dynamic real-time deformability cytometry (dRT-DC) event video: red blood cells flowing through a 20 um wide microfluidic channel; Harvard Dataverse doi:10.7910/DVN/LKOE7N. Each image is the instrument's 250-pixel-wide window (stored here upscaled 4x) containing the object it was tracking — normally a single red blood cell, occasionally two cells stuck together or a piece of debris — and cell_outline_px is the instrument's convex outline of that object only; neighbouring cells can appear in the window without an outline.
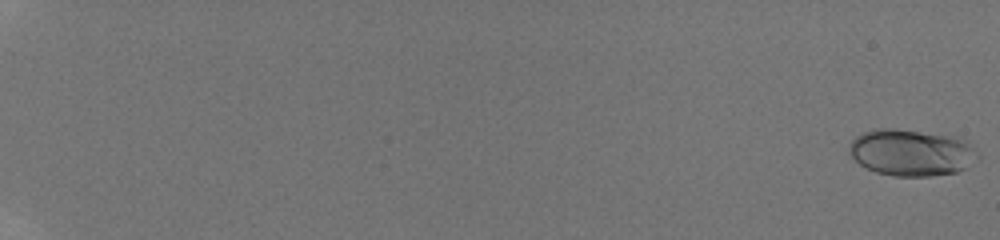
{"species": "human", "species_latin": "Homo sapiens", "temperature_condition": "room temperature", "stored_images_in_passage": 55, "camera_frame_rate_fps": 3000, "um_per_image_px": 0.085, "donor": {"sex": "male"}, "frame": {"image": 1, "passage_image": 1, "time_ms": 0.0, "image_size_px": [1000, 240], "cell_outline_px": [[980, 160], [968, 168], [956, 172], [932, 176], [892, 176], [876, 172], [860, 164], [848, 152], [848, 144], [856, 136], [864, 132], [876, 128], [892, 128], [956, 136], [968, 140], [980, 156]], "centroid_in_image_um": [77.52, 12.97], "position_along_channel_um": 7.5, "area_um2": 35.49}}
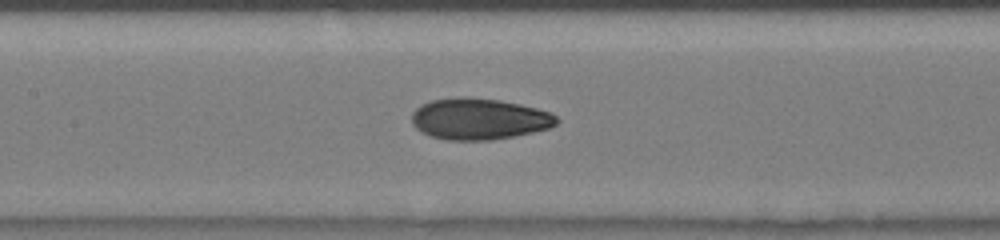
{"frame": {"image": 2, "passage_image": 31, "time_ms": 10.0, "image_size_px": [1000, 240], "cell_outline_px": [[560, 120], [556, 124], [548, 128], [532, 132], [492, 140], [448, 140], [432, 136], [416, 128], [412, 124], [412, 112], [420, 104], [432, 100], [460, 96], [464, 96], [500, 100], [520, 104], [552, 112]], "centroid_in_image_um": [40.72, 10.09], "position_along_channel_um": 166.7, "area_um2": 34.91}}
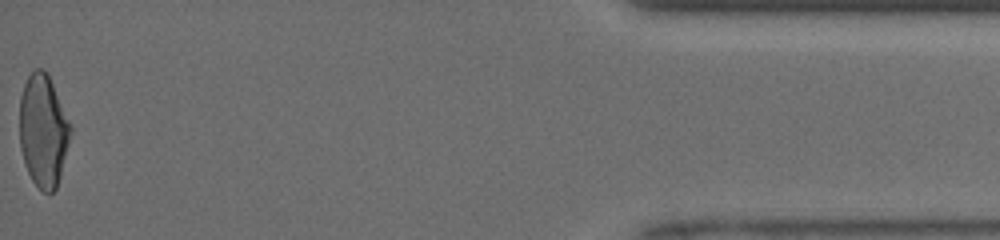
{"frame": {"image": 3, "passage_image": 55, "time_ms": 18.0, "image_size_px": [1000, 240], "cell_outline_px": [[72, 132], [60, 176], [56, 188], [52, 192], [44, 192], [32, 180], [24, 164], [20, 148], [20, 96], [24, 84], [32, 68], [44, 68], [48, 72], [72, 128]], "centroid_in_image_um": [3.67, 11.06], "position_along_channel_um": 431.5, "area_um2": 33.52}, "authors_computed_cell_mechanics": {"area_um2": 33.4084, "velocity_mm_per_s": 4.1539, "shape_relaxation_time_tau1_ms": 3.3327, "shape_relaxation_time_tau2_ms": 1.3765, "deformation_change_tau1": 0.1457, "deformation_change_tau2": 0.0581}}